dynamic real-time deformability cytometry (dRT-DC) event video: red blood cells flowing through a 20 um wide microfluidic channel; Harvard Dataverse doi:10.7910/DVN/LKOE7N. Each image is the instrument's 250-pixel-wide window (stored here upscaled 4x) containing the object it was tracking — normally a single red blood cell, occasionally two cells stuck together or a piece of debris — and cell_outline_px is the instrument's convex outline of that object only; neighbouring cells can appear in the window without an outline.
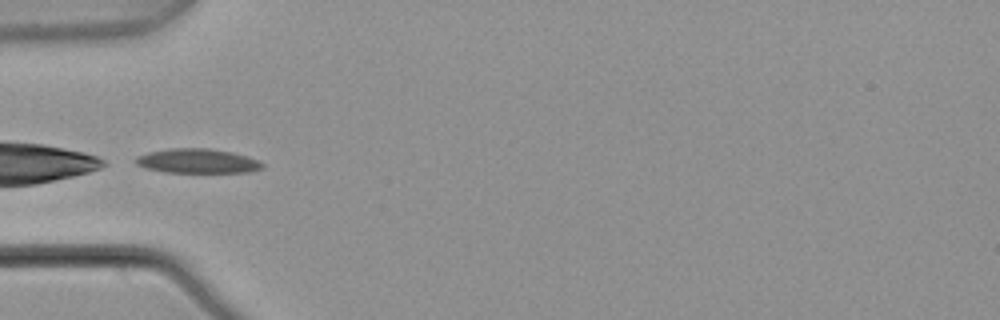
{"species": "common noctule bat (a hibernating species)", "species_latin": "Nyctalus noctula", "temperature_condition": "warm", "stored_images_in_passage": 6, "camera_frame_rate_fps": 3000, "um_per_image_px": 0.085, "animal": {"sex": "male", "body_mass_g": 21.5, "forearm_length_mm": 52.0}, "frame": {"image": 1, "passage_image": 4, "time_ms": 1.0, "image_size_px": [1000, 320], "cell_outline_px": [[264, 168], [248, 172], [164, 172], [148, 168], [136, 164], [136, 156], [148, 152], [172, 148], [208, 148], [232, 152], [256, 160], [264, 164]], "centroid_in_image_um": [16.77, 13.68], "position_along_channel_um": 68.2, "area_um2": 17.8}}
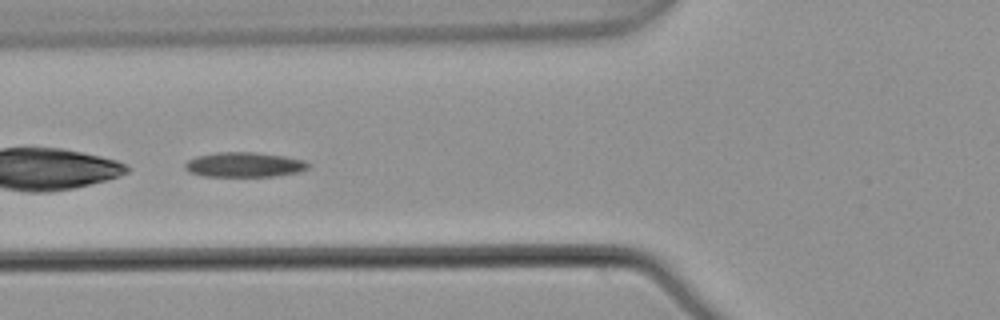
{"frame": {"image": 2, "passage_image": 5, "time_ms": 1.333, "image_size_px": [1000, 320], "cell_outline_px": [[312, 164], [308, 168], [296, 172], [272, 176], [204, 176], [192, 172], [184, 168], [184, 164], [188, 160], [196, 156], [216, 152], [252, 152], [284, 156], [304, 160]], "centroid_in_image_um": [20.76, 13.99], "position_along_channel_um": 105.0, "area_um2": 17.69}}
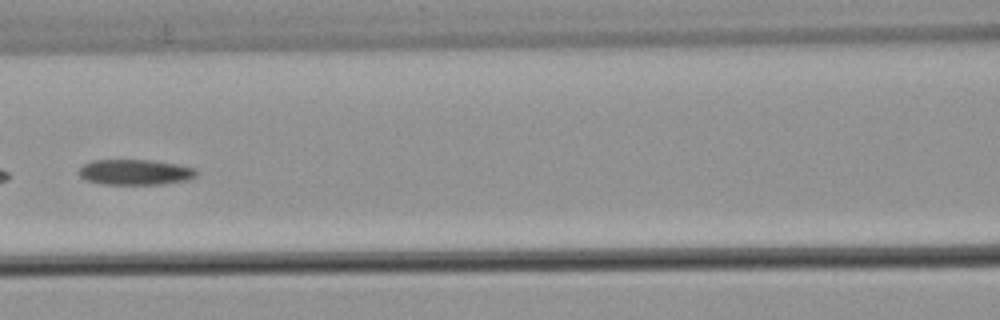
{"frame": {"image": 3, "passage_image": 6, "time_ms": 1.667, "image_size_px": [1000, 320], "cell_outline_px": [[196, 176], [188, 180], [164, 184], [104, 184], [84, 180], [80, 176], [80, 168], [84, 164], [92, 160], [152, 160], [180, 164], [192, 168], [196, 172]], "centroid_in_image_um": [11.49, 14.63], "position_along_channel_um": 155.1, "area_um2": 17.46}}